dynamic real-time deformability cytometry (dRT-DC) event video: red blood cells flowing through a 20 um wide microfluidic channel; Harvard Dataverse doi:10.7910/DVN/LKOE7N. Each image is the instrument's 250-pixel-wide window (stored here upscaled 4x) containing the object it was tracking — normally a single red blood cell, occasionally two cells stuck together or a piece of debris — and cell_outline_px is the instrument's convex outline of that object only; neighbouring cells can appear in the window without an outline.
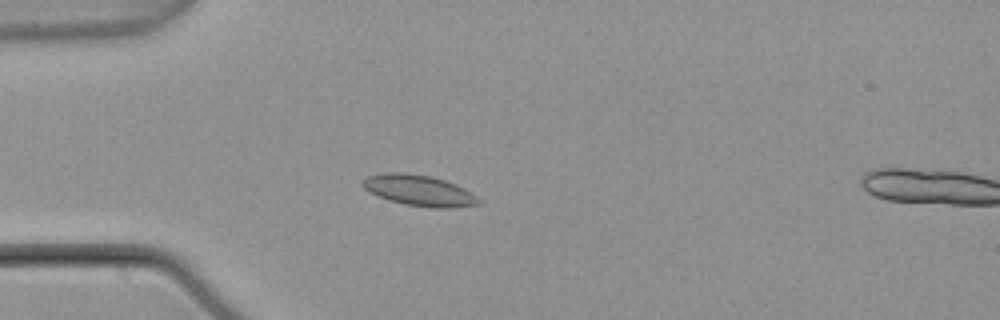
{"species": "common noctule bat (a hibernating species)", "species_latin": "Nyctalus noctula", "temperature_condition": "warm", "stored_images_in_passage": 5, "segment_of_instrument_passage": [1, 2], "camera_frame_rate_fps": 3000, "um_per_image_px": 0.085, "animal": {"sex": "male", "body_mass_g": 21.5, "forearm_length_mm": 52.0}, "frame": {"image": 1, "passage_image": 4, "time_ms": 1.0, "image_size_px": [1000, 320], "cell_outline_px": [[480, 204], [452, 208], [432, 208], [404, 204], [388, 200], [376, 196], [368, 192], [360, 184], [360, 180], [368, 176], [384, 172], [404, 172], [432, 176], [456, 184], [472, 192], [480, 200]], "centroid_in_image_um": [35.58, 16.18], "position_along_channel_um": 49.4, "area_um2": 21.27}}